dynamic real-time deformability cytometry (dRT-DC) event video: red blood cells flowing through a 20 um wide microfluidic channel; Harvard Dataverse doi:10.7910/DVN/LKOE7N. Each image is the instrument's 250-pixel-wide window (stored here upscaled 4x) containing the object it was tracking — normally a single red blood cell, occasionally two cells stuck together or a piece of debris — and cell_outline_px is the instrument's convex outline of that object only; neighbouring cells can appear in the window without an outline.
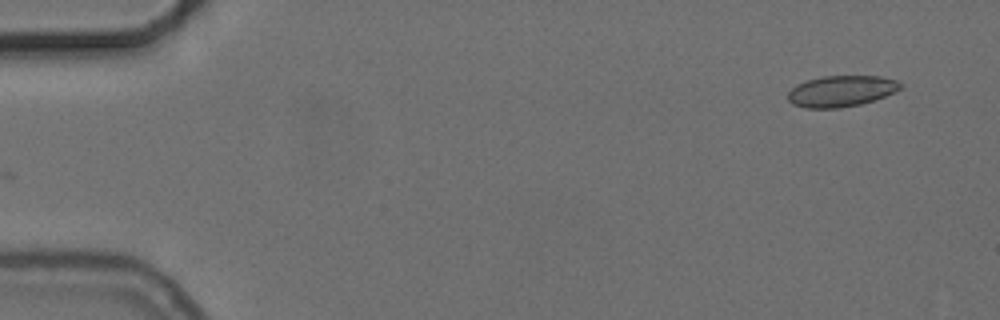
{"species": "common noctule bat (a hibernating species)", "species_latin": "Nyctalus noctula", "temperature_condition": "cold", "stored_images_in_passage": 48, "camera_frame_rate_fps": 3000, "um_per_image_px": 0.085, "animal": {"sex": "female", "body_mass_g": 24.6, "forearm_length_mm": 56.2}, "frame": {"image": 1, "passage_image": 1, "time_ms": 0.0, "image_size_px": [1000, 320], "cell_outline_px": [[904, 88], [884, 96], [860, 104], [840, 108], [804, 108], [792, 104], [788, 100], [788, 92], [796, 84], [808, 80], [824, 76], [880, 76], [896, 80], [904, 84]], "centroid_in_image_um": [71.51, 7.74], "position_along_channel_um": 13.5, "area_um2": 20.46}}
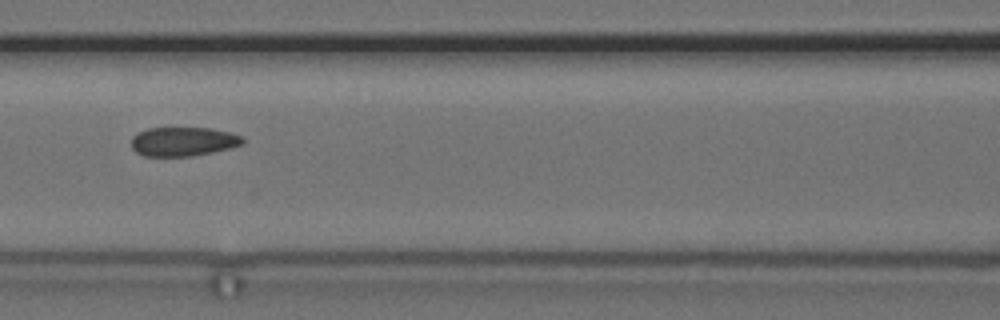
{"frame": {"image": 2, "passage_image": 22, "time_ms": 7.0, "image_size_px": [1000, 320], "cell_outline_px": [[244, 144], [212, 152], [192, 156], [144, 156], [136, 152], [132, 148], [132, 136], [148, 128], [208, 128], [228, 132], [240, 136], [244, 140]], "centroid_in_image_um": [15.55, 12.03], "position_along_channel_um": 151.1, "area_um2": 18.67}}
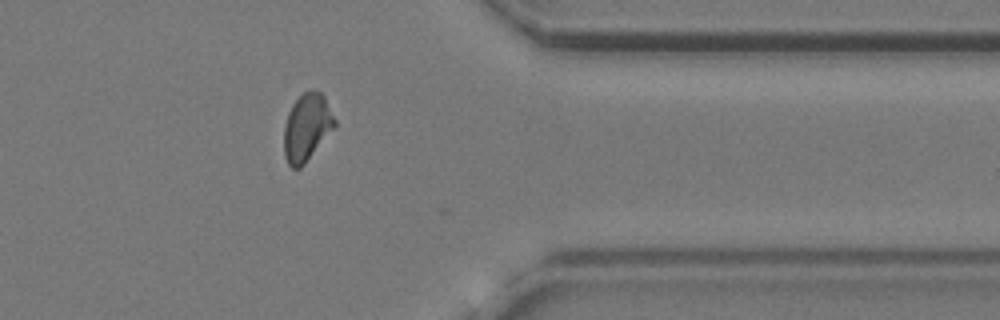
{"frame": {"image": 3, "passage_image": 42, "time_ms": 13.667, "image_size_px": [1000, 320], "cell_outline_px": [[336, 124], [304, 164], [300, 168], [292, 168], [288, 164], [284, 156], [284, 128], [288, 112], [292, 104], [308, 88], [312, 88], [320, 92], [324, 96], [336, 120]], "centroid_in_image_um": [26.06, 10.79], "position_along_channel_um": 385.3, "area_um2": 19.71}, "authors_computed_cell_mechanics": {"area_um2": 19.8543, "velocity_mm_per_s": 3.7263, "shape_relaxation_time_tau1_ms": 9.8696, "shape_relaxation_time_tau2_ms": 2.5906, "deformation_change_tau1": 0.1572, "deformation_change_tau2": 0.0788}}